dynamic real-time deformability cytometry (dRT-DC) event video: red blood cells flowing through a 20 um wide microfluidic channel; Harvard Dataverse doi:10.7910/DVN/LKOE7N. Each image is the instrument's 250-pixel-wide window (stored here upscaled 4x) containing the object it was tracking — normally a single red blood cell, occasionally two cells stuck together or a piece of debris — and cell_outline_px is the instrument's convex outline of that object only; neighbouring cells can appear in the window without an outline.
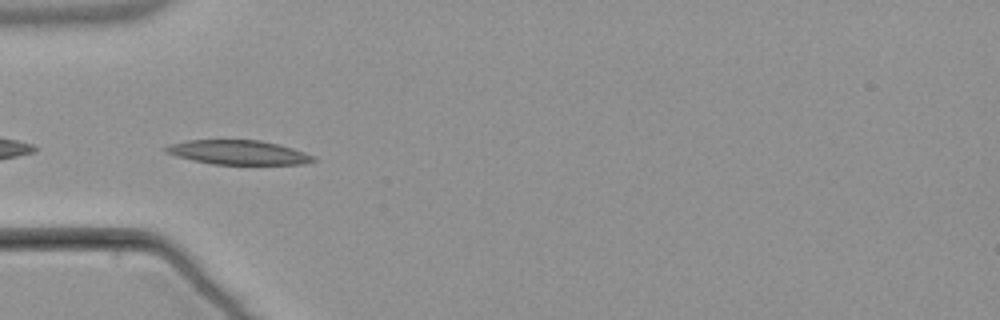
{"species": "common noctule bat (a hibernating species)", "species_latin": "Nyctalus noctula", "temperature_condition": "warm", "stored_images_in_passage": 6, "camera_frame_rate_fps": 3000, "um_per_image_px": 0.085, "animal": {"sex": "male", "body_mass_g": 21.5, "forearm_length_mm": 52.0}, "frame": {"image": 1, "passage_image": 5, "time_ms": 5.667, "image_size_px": [1000, 320], "cell_outline_px": [[316, 160], [304, 164], [212, 164], [192, 160], [176, 156], [164, 152], [160, 148], [184, 140], [260, 140], [280, 144], [316, 156]], "centroid_in_image_um": [20.23, 12.95], "position_along_channel_um": 64.8, "area_um2": 21.04}}
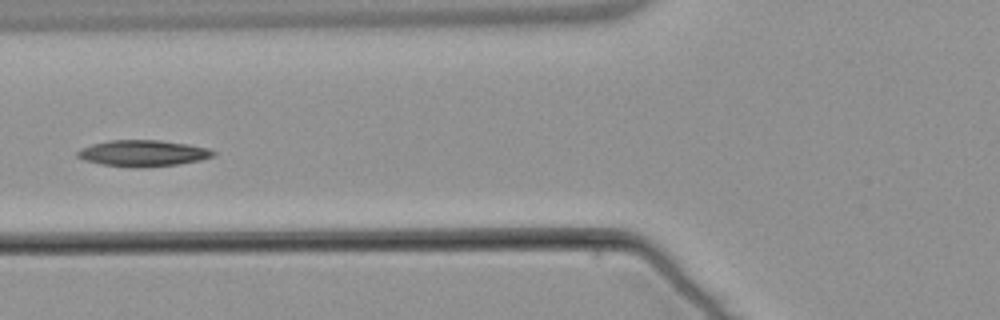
{"frame": {"image": 2, "passage_image": 6, "time_ms": 7.0, "image_size_px": [1000, 320], "cell_outline_px": [[216, 156], [200, 160], [180, 164], [140, 168], [136, 168], [100, 164], [84, 160], [76, 156], [76, 152], [80, 148], [92, 144], [112, 140], [160, 140], [188, 144], [208, 148], [216, 152]], "centroid_in_image_um": [12.16, 13.03], "position_along_channel_um": 113.6, "area_um2": 20.98}}